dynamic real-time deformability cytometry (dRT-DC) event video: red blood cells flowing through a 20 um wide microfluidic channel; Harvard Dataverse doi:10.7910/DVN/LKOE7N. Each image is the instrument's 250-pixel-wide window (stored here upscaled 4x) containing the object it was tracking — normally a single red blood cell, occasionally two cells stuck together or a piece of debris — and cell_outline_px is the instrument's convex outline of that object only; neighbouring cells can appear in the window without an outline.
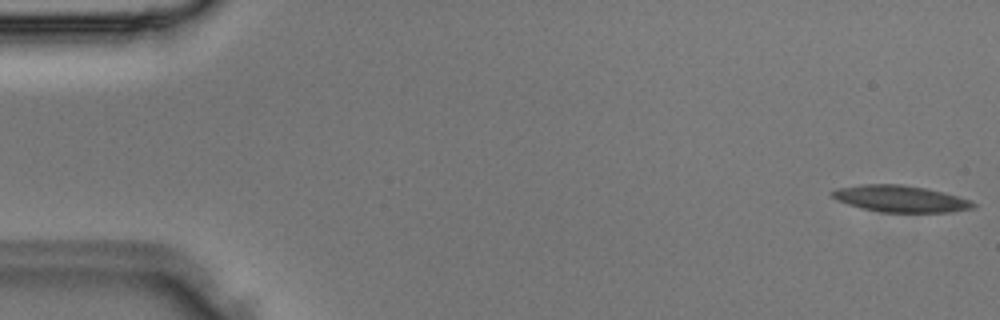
{"species": "Egyptian fruit bat (a non-hibernating species)", "species_latin": "Rousettus aegyptiacus", "temperature_condition": "room temperature", "stored_images_in_passage": 3, "camera_frame_rate_fps": 3000, "um_per_image_px": 0.085, "animal": {"sex": "male"}, "frame": {"image": 1, "passage_image": 1, "time_ms": 0.0, "image_size_px": [1000, 320], "cell_outline_px": [[976, 208], [952, 212], [880, 212], [848, 204], [836, 200], [828, 192], [836, 188], [860, 184], [900, 184], [924, 188], [972, 200], [976, 204]], "centroid_in_image_um": [76.52, 16.89], "position_along_channel_um": 8.5, "area_um2": 21.85}}